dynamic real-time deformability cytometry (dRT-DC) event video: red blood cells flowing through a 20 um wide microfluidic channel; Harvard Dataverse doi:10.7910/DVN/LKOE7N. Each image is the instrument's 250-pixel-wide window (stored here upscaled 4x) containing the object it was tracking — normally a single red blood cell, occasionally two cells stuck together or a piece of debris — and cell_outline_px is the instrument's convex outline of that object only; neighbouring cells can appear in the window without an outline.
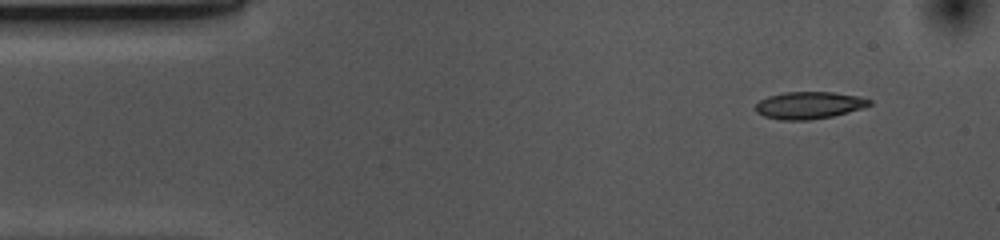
{"species": "common noctule bat (a hibernating species)", "species_latin": "Nyctalus noctula", "temperature_condition": "cold", "stored_images_in_passage": 49, "camera_frame_rate_fps": 3000, "um_per_image_px": 0.085, "animal": {"sex": "female", "body_mass_g": 10.0, "forearm_length_mm": 53.1}, "frame": {"image": 1, "passage_image": 1, "time_ms": 0.0, "image_size_px": [1000, 240], "cell_outline_px": [[872, 104], [864, 108], [832, 116], [808, 120], [780, 120], [764, 116], [756, 112], [756, 104], [760, 100], [768, 96], [784, 92], [832, 92], [860, 96], [872, 100]], "centroid_in_image_um": [68.79, 8.94], "position_along_channel_um": 16.2, "area_um2": 18.09}}
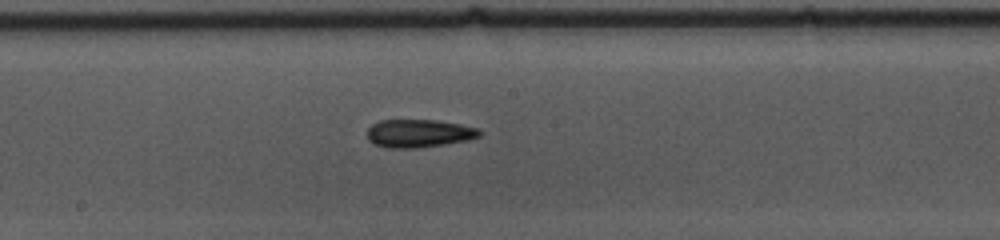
{"frame": {"image": 2, "passage_image": 23, "time_ms": 7.333, "image_size_px": [1000, 240], "cell_outline_px": [[480, 136], [468, 140], [444, 144], [416, 148], [388, 148], [376, 144], [368, 140], [368, 128], [372, 124], [380, 120], [436, 120], [460, 124], [480, 128]], "centroid_in_image_um": [35.61, 11.33], "position_along_channel_um": 212.6, "area_um2": 18.32}}
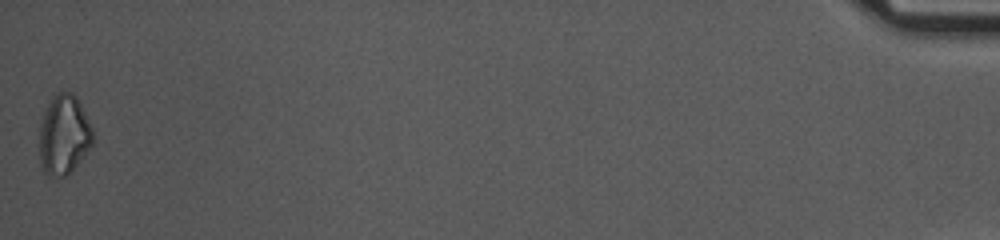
{"frame": {"image": 3, "passage_image": 49, "time_ms": 16.0, "image_size_px": [1000, 240], "cell_outline_px": [[92, 144], [76, 164], [64, 176], [48, 176], [44, 172], [40, 164], [40, 124], [44, 112], [52, 96], [56, 92], [72, 92], [76, 96], [92, 128]], "centroid_in_image_um": [5.4, 11.43], "position_along_channel_um": 429.8, "area_um2": 24.33}, "authors_computed_cell_mechanics": {"area_um2": 18.0914, "velocity_mm_per_s": 3.6976, "shape_relaxation_time_tau1_ms": 5.4017, "shape_relaxation_time_tau2_ms": null, "deformation_change_tau1": 0.1168, "deformation_change_tau2": null}}